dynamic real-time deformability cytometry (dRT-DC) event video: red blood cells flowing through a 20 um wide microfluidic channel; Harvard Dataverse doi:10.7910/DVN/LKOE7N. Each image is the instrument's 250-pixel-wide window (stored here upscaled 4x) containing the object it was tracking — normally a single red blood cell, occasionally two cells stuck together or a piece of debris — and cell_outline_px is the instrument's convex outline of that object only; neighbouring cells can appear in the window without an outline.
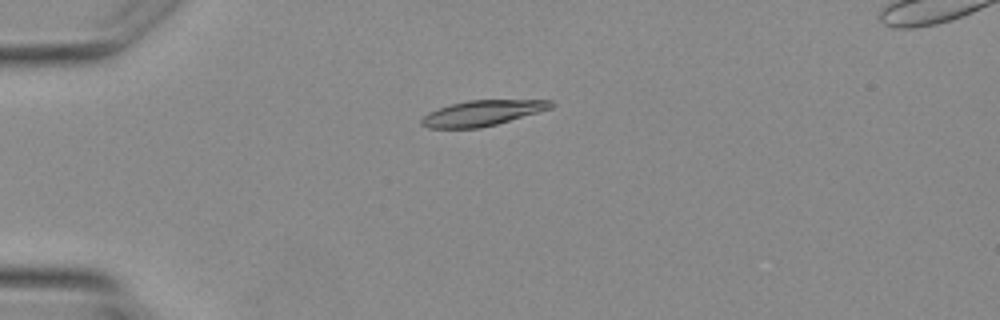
{"species": "Egyptian fruit bat (a non-hibernating species)", "species_latin": "Rousettus aegyptiacus", "temperature_condition": "warm", "stored_images_in_passage": 4, "camera_frame_rate_fps": 3000, "um_per_image_px": 0.085, "animal": {"sex": "female"}, "frame": {"image": 1, "passage_image": 4, "time_ms": 3.667, "image_size_px": [1000, 320], "cell_outline_px": [[556, 104], [552, 108], [496, 124], [480, 128], [428, 128], [420, 124], [420, 120], [428, 112], [452, 104], [468, 100], [552, 100]], "centroid_in_image_um": [41.0, 9.61], "position_along_channel_um": 44.0, "area_um2": 19.07}}